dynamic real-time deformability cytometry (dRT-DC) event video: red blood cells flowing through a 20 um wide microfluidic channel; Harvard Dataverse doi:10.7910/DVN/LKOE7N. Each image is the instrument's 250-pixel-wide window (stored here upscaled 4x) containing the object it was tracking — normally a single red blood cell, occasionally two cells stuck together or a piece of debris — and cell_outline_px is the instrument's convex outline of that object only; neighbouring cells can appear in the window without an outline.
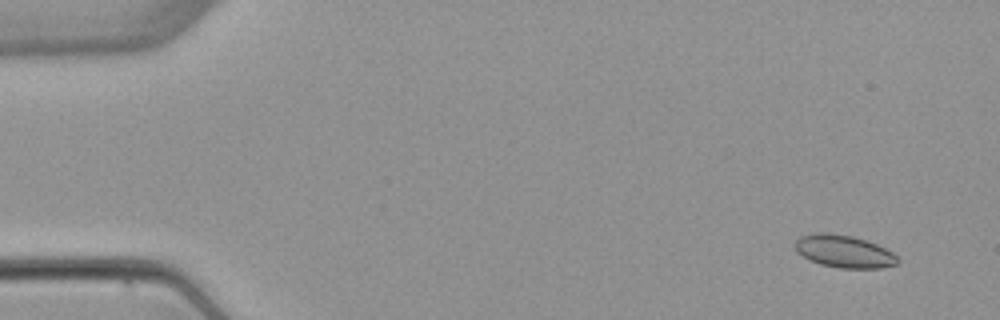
{"species": "common noctule bat (a hibernating species)", "species_latin": "Nyctalus noctula", "temperature_condition": "warm", "stored_images_in_passage": 4, "camera_frame_rate_fps": 3000, "um_per_image_px": 0.085, "animal": {"sex": "female", "body_mass_g": 22.7, "forearm_length_mm": 54.2}, "frame": {"image": 1, "passage_image": 1, "time_ms": 0.0, "image_size_px": [1000, 320], "cell_outline_px": [[900, 260], [896, 264], [880, 268], [840, 268], [820, 264], [796, 252], [796, 240], [800, 236], [816, 232], [828, 232], [852, 236], [868, 240], [892, 252]], "centroid_in_image_um": [71.74, 21.35], "position_along_channel_um": 13.3, "area_um2": 19.36}}
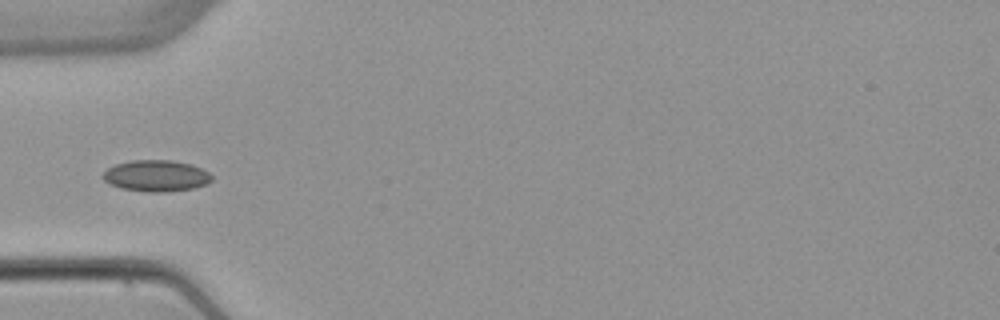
{"frame": {"image": 2, "passage_image": 4, "time_ms": 4.667, "image_size_px": [1000, 320], "cell_outline_px": [[212, 180], [208, 184], [192, 188], [164, 192], [148, 192], [120, 188], [104, 180], [100, 176], [108, 168], [116, 164], [132, 160], [172, 160], [192, 164], [208, 172], [212, 176]], "centroid_in_image_um": [13.28, 14.94], "position_along_channel_um": 71.7, "area_um2": 19.88}}